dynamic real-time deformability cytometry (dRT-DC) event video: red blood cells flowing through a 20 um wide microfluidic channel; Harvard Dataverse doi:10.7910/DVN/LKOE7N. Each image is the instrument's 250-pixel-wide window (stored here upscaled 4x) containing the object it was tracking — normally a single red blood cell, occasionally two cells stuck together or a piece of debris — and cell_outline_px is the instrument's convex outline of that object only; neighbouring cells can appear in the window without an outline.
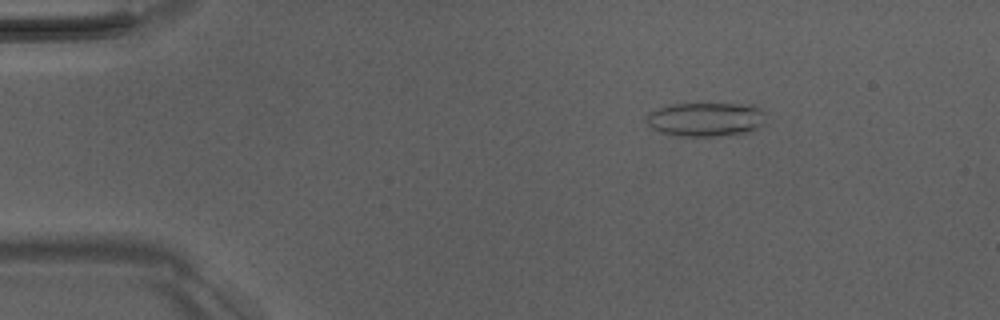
{"species": "Egyptian fruit bat (a non-hibernating species)", "species_latin": "Rousettus aegyptiacus", "temperature_condition": "room temperature", "stored_images_in_passage": 4, "camera_frame_rate_fps": 3000, "um_per_image_px": 0.085, "animal": {"sex": "male"}, "frame": {"image": 1, "passage_image": 2, "time_ms": 1.667, "image_size_px": [1000, 320], "cell_outline_px": [[768, 112], [764, 124], [752, 132], [736, 136], [676, 136], [652, 128], [644, 120], [648, 112], [668, 104], [756, 104]], "centroid_in_image_um": [60.1, 10.15], "position_along_channel_um": 24.9, "area_um2": 24.57}}